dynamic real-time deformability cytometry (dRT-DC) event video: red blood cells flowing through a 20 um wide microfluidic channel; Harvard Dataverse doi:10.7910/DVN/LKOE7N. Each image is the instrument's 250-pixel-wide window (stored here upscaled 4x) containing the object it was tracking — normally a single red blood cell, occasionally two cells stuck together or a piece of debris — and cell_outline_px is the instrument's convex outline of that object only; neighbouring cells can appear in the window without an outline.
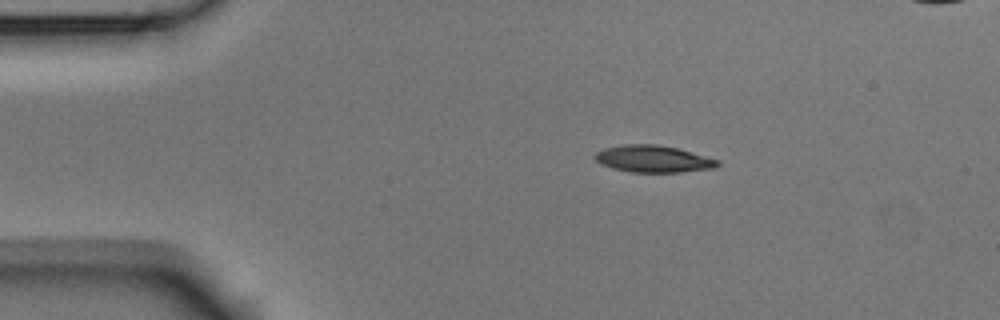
{"species": "Egyptian fruit bat (a non-hibernating species)", "species_latin": "Rousettus aegyptiacus", "temperature_condition": "room temperature", "stored_images_in_passage": 5, "camera_frame_rate_fps": 3000, "um_per_image_px": 0.085, "animal": {"sex": "male"}, "frame": {"image": 1, "passage_image": 1, "time_ms": 0.0, "image_size_px": [1000, 320], "cell_outline_px": [[720, 164], [716, 168], [680, 172], [632, 172], [612, 168], [600, 164], [592, 156], [596, 152], [604, 148], [624, 144], [656, 144], [676, 148], [720, 160]], "centroid_in_image_um": [55.51, 13.51], "position_along_channel_um": 29.5, "area_um2": 19.31}}
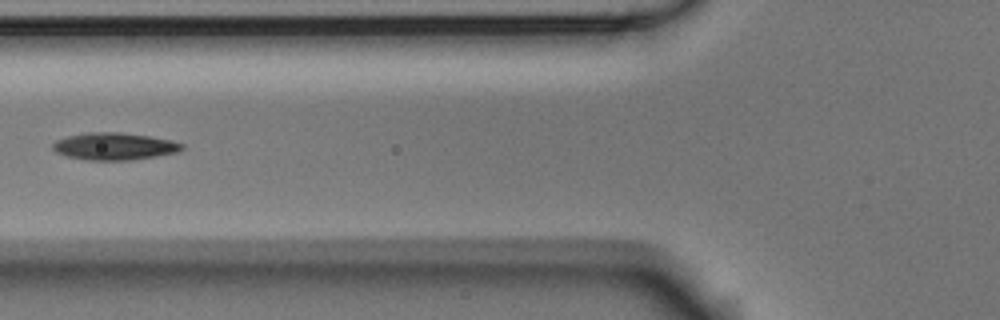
{"frame": {"image": 2, "passage_image": 4, "time_ms": 1.0, "image_size_px": [1000, 320], "cell_outline_px": [[184, 148], [176, 152], [156, 156], [128, 160], [88, 160], [64, 156], [56, 152], [52, 148], [52, 144], [56, 140], [68, 136], [88, 132], [120, 132], [148, 136], [168, 140], [184, 144]], "centroid_in_image_um": [9.67, 12.44], "position_along_channel_um": 116.1, "area_um2": 20.35}}
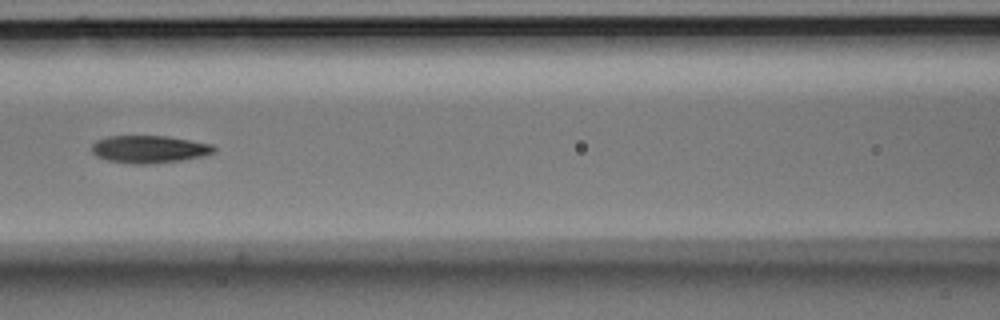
{"frame": {"image": 3, "passage_image": 5, "time_ms": 1.333, "image_size_px": [1000, 320], "cell_outline_px": [[216, 152], [204, 156], [180, 160], [148, 164], [132, 164], [108, 160], [96, 156], [92, 152], [92, 144], [96, 140], [108, 136], [168, 136], [212, 144], [216, 148]], "centroid_in_image_um": [12.69, 12.68], "position_along_channel_um": 153.9, "area_um2": 19.65}}